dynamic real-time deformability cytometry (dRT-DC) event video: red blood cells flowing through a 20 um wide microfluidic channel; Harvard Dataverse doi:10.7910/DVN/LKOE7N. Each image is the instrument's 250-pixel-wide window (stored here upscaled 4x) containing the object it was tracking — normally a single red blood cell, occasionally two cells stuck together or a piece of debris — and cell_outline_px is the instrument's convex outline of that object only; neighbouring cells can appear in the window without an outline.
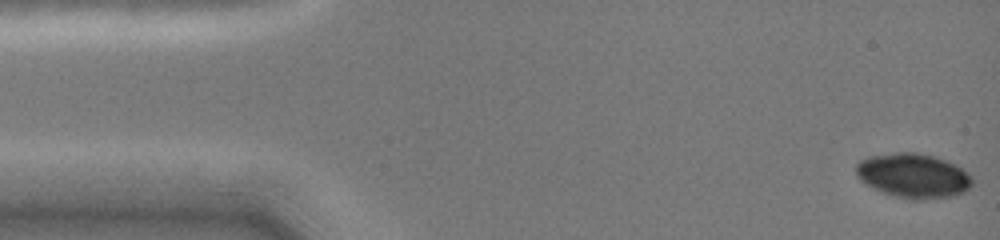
{"species": "common noctule bat (a hibernating species)", "species_latin": "Nyctalus noctula", "temperature_condition": "cold", "stored_images_in_passage": 6, "camera_frame_rate_fps": 3000, "um_per_image_px": 0.085, "animal": {"sex": "female", "body_mass_g": 19.0, "forearm_length_mm": 51.5}, "frame": {"image": 1, "passage_image": 1, "time_ms": 0.0, "image_size_px": [1000, 240], "cell_outline_px": [[972, 184], [964, 192], [956, 196], [924, 200], [908, 200], [872, 188], [864, 184], [860, 180], [856, 172], [856, 164], [860, 160], [868, 156], [896, 152], [916, 152], [936, 156], [956, 164], [968, 172], [972, 176]], "centroid_in_image_um": [77.65, 14.93], "position_along_channel_um": 7.4, "area_um2": 30.63}}